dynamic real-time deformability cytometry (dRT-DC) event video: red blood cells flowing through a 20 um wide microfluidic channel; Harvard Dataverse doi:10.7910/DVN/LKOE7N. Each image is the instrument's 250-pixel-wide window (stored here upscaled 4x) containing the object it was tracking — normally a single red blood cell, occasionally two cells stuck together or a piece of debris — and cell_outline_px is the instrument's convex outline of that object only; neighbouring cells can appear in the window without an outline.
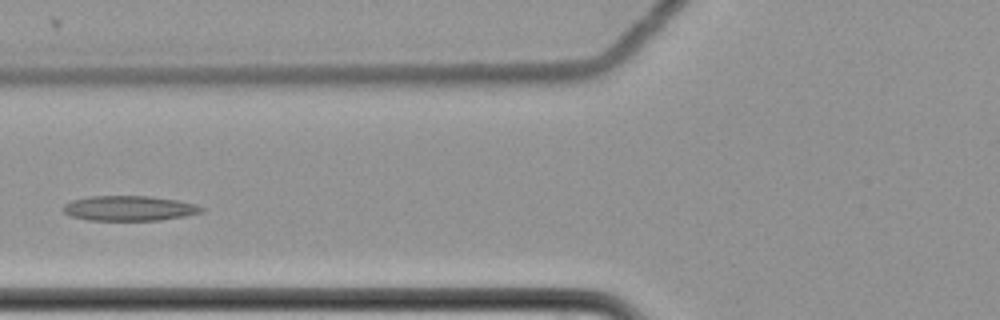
{"species": "common noctule bat (a hibernating species)", "species_latin": "Nyctalus noctula", "temperature_condition": "cold", "stored_images_in_passage": 5, "camera_frame_rate_fps": 3000, "um_per_image_px": 0.085, "animal": {"sex": "female", "body_mass_g": 22.7, "forearm_length_mm": 54.2}, "frame": {"image": 1, "passage_image": 5, "time_ms": 1.333, "image_size_px": [1000, 320], "cell_outline_px": [[204, 212], [184, 216], [160, 220], [88, 220], [72, 216], [64, 212], [60, 208], [64, 204], [72, 200], [92, 196], [152, 196], [176, 200], [196, 204], [204, 208]], "centroid_in_image_um": [10.98, 17.7], "position_along_channel_um": 114.8, "area_um2": 20.17}}